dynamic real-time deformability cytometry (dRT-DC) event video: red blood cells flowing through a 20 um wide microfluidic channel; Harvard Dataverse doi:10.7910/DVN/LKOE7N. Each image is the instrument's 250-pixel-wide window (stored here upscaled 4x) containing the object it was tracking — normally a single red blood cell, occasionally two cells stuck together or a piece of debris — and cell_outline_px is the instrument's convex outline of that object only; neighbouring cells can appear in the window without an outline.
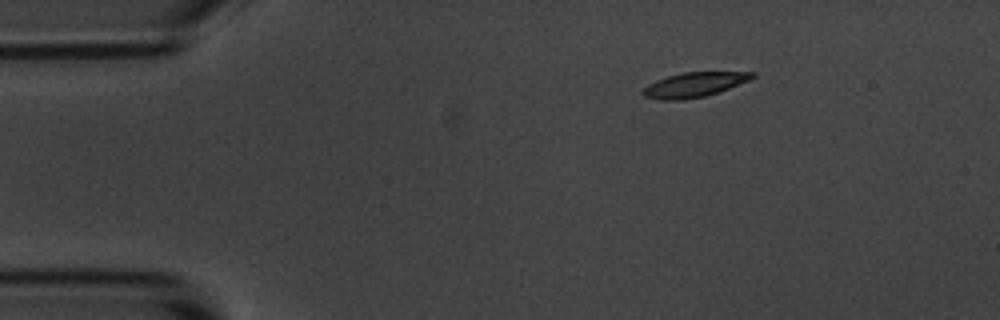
{"species": "common noctule bat (a hibernating species)", "species_latin": "Nyctalus noctula", "temperature_condition": "room temperature", "stored_images_in_passage": 4, "camera_frame_rate_fps": 3000, "um_per_image_px": 0.085, "animal": {"sex": "male", "body_mass_g": 20.1, "forearm_length_mm": 53.5}, "frame": {"image": 1, "passage_image": 2, "time_ms": 2.333, "image_size_px": [1000, 320], "cell_outline_px": [[756, 76], [748, 80], [728, 88], [704, 96], [680, 100], [660, 100], [644, 96], [640, 92], [648, 84], [656, 80], [668, 76], [684, 72], [756, 72]], "centroid_in_image_um": [58.96, 7.2], "position_along_channel_um": 26.0, "area_um2": 15.49}}